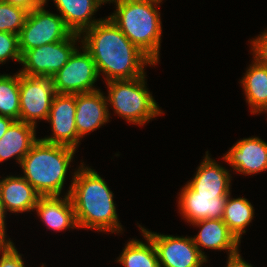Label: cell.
<instances>
[{
  "label": "cell",
  "mask_w": 267,
  "mask_h": 267,
  "mask_svg": "<svg viewBox=\"0 0 267 267\" xmlns=\"http://www.w3.org/2000/svg\"><path fill=\"white\" fill-rule=\"evenodd\" d=\"M19 72L0 75V116L19 121Z\"/></svg>",
  "instance_id": "24"
},
{
  "label": "cell",
  "mask_w": 267,
  "mask_h": 267,
  "mask_svg": "<svg viewBox=\"0 0 267 267\" xmlns=\"http://www.w3.org/2000/svg\"><path fill=\"white\" fill-rule=\"evenodd\" d=\"M35 126L22 121H14L0 139V162L14 158L20 162L30 151L36 138Z\"/></svg>",
  "instance_id": "20"
},
{
  "label": "cell",
  "mask_w": 267,
  "mask_h": 267,
  "mask_svg": "<svg viewBox=\"0 0 267 267\" xmlns=\"http://www.w3.org/2000/svg\"><path fill=\"white\" fill-rule=\"evenodd\" d=\"M81 39L80 34L72 33L67 39L48 43L21 55V64L24 67L19 73L27 76L52 77L70 59L77 49L76 41Z\"/></svg>",
  "instance_id": "7"
},
{
  "label": "cell",
  "mask_w": 267,
  "mask_h": 267,
  "mask_svg": "<svg viewBox=\"0 0 267 267\" xmlns=\"http://www.w3.org/2000/svg\"><path fill=\"white\" fill-rule=\"evenodd\" d=\"M147 243L130 240L123 249L117 262L124 267H160L157 252L152 240L143 233Z\"/></svg>",
  "instance_id": "23"
},
{
  "label": "cell",
  "mask_w": 267,
  "mask_h": 267,
  "mask_svg": "<svg viewBox=\"0 0 267 267\" xmlns=\"http://www.w3.org/2000/svg\"><path fill=\"white\" fill-rule=\"evenodd\" d=\"M206 156L196 171L193 180L188 181V185L197 194L207 195H229L231 175L227 169L217 164L215 160Z\"/></svg>",
  "instance_id": "15"
},
{
  "label": "cell",
  "mask_w": 267,
  "mask_h": 267,
  "mask_svg": "<svg viewBox=\"0 0 267 267\" xmlns=\"http://www.w3.org/2000/svg\"><path fill=\"white\" fill-rule=\"evenodd\" d=\"M7 3H10L14 6L22 7L29 12L32 11L34 8L40 7L44 4V0H3Z\"/></svg>",
  "instance_id": "29"
},
{
  "label": "cell",
  "mask_w": 267,
  "mask_h": 267,
  "mask_svg": "<svg viewBox=\"0 0 267 267\" xmlns=\"http://www.w3.org/2000/svg\"><path fill=\"white\" fill-rule=\"evenodd\" d=\"M51 77L27 76L19 73V121L36 127V120L47 121L54 96Z\"/></svg>",
  "instance_id": "8"
},
{
  "label": "cell",
  "mask_w": 267,
  "mask_h": 267,
  "mask_svg": "<svg viewBox=\"0 0 267 267\" xmlns=\"http://www.w3.org/2000/svg\"><path fill=\"white\" fill-rule=\"evenodd\" d=\"M240 80L251 113H261L267 106V66L255 59Z\"/></svg>",
  "instance_id": "21"
},
{
  "label": "cell",
  "mask_w": 267,
  "mask_h": 267,
  "mask_svg": "<svg viewBox=\"0 0 267 267\" xmlns=\"http://www.w3.org/2000/svg\"><path fill=\"white\" fill-rule=\"evenodd\" d=\"M65 22V25L72 33L80 34L86 29L92 27L99 20H92V15L96 13L101 4L107 3V0H53ZM47 0H44V4Z\"/></svg>",
  "instance_id": "19"
},
{
  "label": "cell",
  "mask_w": 267,
  "mask_h": 267,
  "mask_svg": "<svg viewBox=\"0 0 267 267\" xmlns=\"http://www.w3.org/2000/svg\"><path fill=\"white\" fill-rule=\"evenodd\" d=\"M81 34L83 47L92 56L98 74L102 72L106 76V82L139 78L145 75V65H155L109 17L103 18Z\"/></svg>",
  "instance_id": "1"
},
{
  "label": "cell",
  "mask_w": 267,
  "mask_h": 267,
  "mask_svg": "<svg viewBox=\"0 0 267 267\" xmlns=\"http://www.w3.org/2000/svg\"><path fill=\"white\" fill-rule=\"evenodd\" d=\"M81 49L83 53L76 49L68 62L51 77L56 93L79 94L99 90L94 88L99 77L96 64L83 46Z\"/></svg>",
  "instance_id": "9"
},
{
  "label": "cell",
  "mask_w": 267,
  "mask_h": 267,
  "mask_svg": "<svg viewBox=\"0 0 267 267\" xmlns=\"http://www.w3.org/2000/svg\"><path fill=\"white\" fill-rule=\"evenodd\" d=\"M139 228L152 240L160 267H202L207 262L192 237L163 235L140 225Z\"/></svg>",
  "instance_id": "10"
},
{
  "label": "cell",
  "mask_w": 267,
  "mask_h": 267,
  "mask_svg": "<svg viewBox=\"0 0 267 267\" xmlns=\"http://www.w3.org/2000/svg\"><path fill=\"white\" fill-rule=\"evenodd\" d=\"M29 11L0 0V32L19 35Z\"/></svg>",
  "instance_id": "25"
},
{
  "label": "cell",
  "mask_w": 267,
  "mask_h": 267,
  "mask_svg": "<svg viewBox=\"0 0 267 267\" xmlns=\"http://www.w3.org/2000/svg\"><path fill=\"white\" fill-rule=\"evenodd\" d=\"M145 76L107 82L108 105H112L118 116L136 125H144L163 113L146 88Z\"/></svg>",
  "instance_id": "5"
},
{
  "label": "cell",
  "mask_w": 267,
  "mask_h": 267,
  "mask_svg": "<svg viewBox=\"0 0 267 267\" xmlns=\"http://www.w3.org/2000/svg\"><path fill=\"white\" fill-rule=\"evenodd\" d=\"M0 251V267H25L22 255L18 253L14 243H1Z\"/></svg>",
  "instance_id": "27"
},
{
  "label": "cell",
  "mask_w": 267,
  "mask_h": 267,
  "mask_svg": "<svg viewBox=\"0 0 267 267\" xmlns=\"http://www.w3.org/2000/svg\"><path fill=\"white\" fill-rule=\"evenodd\" d=\"M116 3L109 19L155 64L159 61L162 25L156 6L163 0H107ZM156 5V6H155Z\"/></svg>",
  "instance_id": "3"
},
{
  "label": "cell",
  "mask_w": 267,
  "mask_h": 267,
  "mask_svg": "<svg viewBox=\"0 0 267 267\" xmlns=\"http://www.w3.org/2000/svg\"><path fill=\"white\" fill-rule=\"evenodd\" d=\"M5 209H4V206H3V203L1 201V197H0V244L1 243H13L10 239L7 240L6 239V225H5Z\"/></svg>",
  "instance_id": "31"
},
{
  "label": "cell",
  "mask_w": 267,
  "mask_h": 267,
  "mask_svg": "<svg viewBox=\"0 0 267 267\" xmlns=\"http://www.w3.org/2000/svg\"><path fill=\"white\" fill-rule=\"evenodd\" d=\"M34 210L45 226L53 231L79 228L72 201L67 194L63 199L60 196H41Z\"/></svg>",
  "instance_id": "16"
},
{
  "label": "cell",
  "mask_w": 267,
  "mask_h": 267,
  "mask_svg": "<svg viewBox=\"0 0 267 267\" xmlns=\"http://www.w3.org/2000/svg\"><path fill=\"white\" fill-rule=\"evenodd\" d=\"M251 45L253 46L252 53L253 58L261 65L267 66V30L262 32L261 35L254 40L251 39Z\"/></svg>",
  "instance_id": "28"
},
{
  "label": "cell",
  "mask_w": 267,
  "mask_h": 267,
  "mask_svg": "<svg viewBox=\"0 0 267 267\" xmlns=\"http://www.w3.org/2000/svg\"><path fill=\"white\" fill-rule=\"evenodd\" d=\"M43 6L45 4L28 13L20 30L18 40L21 55L27 50L67 39L72 34L60 15L46 11Z\"/></svg>",
  "instance_id": "6"
},
{
  "label": "cell",
  "mask_w": 267,
  "mask_h": 267,
  "mask_svg": "<svg viewBox=\"0 0 267 267\" xmlns=\"http://www.w3.org/2000/svg\"><path fill=\"white\" fill-rule=\"evenodd\" d=\"M181 189L178 207L187 222L222 219L228 195L197 194L188 184Z\"/></svg>",
  "instance_id": "12"
},
{
  "label": "cell",
  "mask_w": 267,
  "mask_h": 267,
  "mask_svg": "<svg viewBox=\"0 0 267 267\" xmlns=\"http://www.w3.org/2000/svg\"><path fill=\"white\" fill-rule=\"evenodd\" d=\"M67 195L72 201L79 228L118 233V221L113 192L94 170L81 163L74 172Z\"/></svg>",
  "instance_id": "2"
},
{
  "label": "cell",
  "mask_w": 267,
  "mask_h": 267,
  "mask_svg": "<svg viewBox=\"0 0 267 267\" xmlns=\"http://www.w3.org/2000/svg\"><path fill=\"white\" fill-rule=\"evenodd\" d=\"M200 228V231L193 238L199 252L207 259L200 248L212 250H228L229 254H233L239 250V241L230 232L228 226L222 219H206L192 223ZM201 246V247H200Z\"/></svg>",
  "instance_id": "18"
},
{
  "label": "cell",
  "mask_w": 267,
  "mask_h": 267,
  "mask_svg": "<svg viewBox=\"0 0 267 267\" xmlns=\"http://www.w3.org/2000/svg\"><path fill=\"white\" fill-rule=\"evenodd\" d=\"M75 113L76 94L56 93L47 119L50 121L53 134L41 139L48 143L77 148L81 138L77 134Z\"/></svg>",
  "instance_id": "11"
},
{
  "label": "cell",
  "mask_w": 267,
  "mask_h": 267,
  "mask_svg": "<svg viewBox=\"0 0 267 267\" xmlns=\"http://www.w3.org/2000/svg\"><path fill=\"white\" fill-rule=\"evenodd\" d=\"M0 197L5 212L34 210L41 195L21 176H7L0 180Z\"/></svg>",
  "instance_id": "17"
},
{
  "label": "cell",
  "mask_w": 267,
  "mask_h": 267,
  "mask_svg": "<svg viewBox=\"0 0 267 267\" xmlns=\"http://www.w3.org/2000/svg\"><path fill=\"white\" fill-rule=\"evenodd\" d=\"M76 148L39 139L20 162L22 176L41 196H60Z\"/></svg>",
  "instance_id": "4"
},
{
  "label": "cell",
  "mask_w": 267,
  "mask_h": 267,
  "mask_svg": "<svg viewBox=\"0 0 267 267\" xmlns=\"http://www.w3.org/2000/svg\"><path fill=\"white\" fill-rule=\"evenodd\" d=\"M106 96L100 90L76 94L75 124L80 138L109 122Z\"/></svg>",
  "instance_id": "14"
},
{
  "label": "cell",
  "mask_w": 267,
  "mask_h": 267,
  "mask_svg": "<svg viewBox=\"0 0 267 267\" xmlns=\"http://www.w3.org/2000/svg\"><path fill=\"white\" fill-rule=\"evenodd\" d=\"M253 217L254 209L250 201L242 197L233 199L228 195L222 220L239 242Z\"/></svg>",
  "instance_id": "22"
},
{
  "label": "cell",
  "mask_w": 267,
  "mask_h": 267,
  "mask_svg": "<svg viewBox=\"0 0 267 267\" xmlns=\"http://www.w3.org/2000/svg\"><path fill=\"white\" fill-rule=\"evenodd\" d=\"M267 112V106L262 110V112Z\"/></svg>",
  "instance_id": "33"
},
{
  "label": "cell",
  "mask_w": 267,
  "mask_h": 267,
  "mask_svg": "<svg viewBox=\"0 0 267 267\" xmlns=\"http://www.w3.org/2000/svg\"><path fill=\"white\" fill-rule=\"evenodd\" d=\"M222 159L241 174H258L267 170V142L259 137L243 138Z\"/></svg>",
  "instance_id": "13"
},
{
  "label": "cell",
  "mask_w": 267,
  "mask_h": 267,
  "mask_svg": "<svg viewBox=\"0 0 267 267\" xmlns=\"http://www.w3.org/2000/svg\"><path fill=\"white\" fill-rule=\"evenodd\" d=\"M228 256L227 267H252L251 264L242 259L239 250Z\"/></svg>",
  "instance_id": "30"
},
{
  "label": "cell",
  "mask_w": 267,
  "mask_h": 267,
  "mask_svg": "<svg viewBox=\"0 0 267 267\" xmlns=\"http://www.w3.org/2000/svg\"><path fill=\"white\" fill-rule=\"evenodd\" d=\"M14 121L12 118L0 116V139Z\"/></svg>",
  "instance_id": "32"
},
{
  "label": "cell",
  "mask_w": 267,
  "mask_h": 267,
  "mask_svg": "<svg viewBox=\"0 0 267 267\" xmlns=\"http://www.w3.org/2000/svg\"><path fill=\"white\" fill-rule=\"evenodd\" d=\"M8 58L21 62L18 35L0 32V64H3Z\"/></svg>",
  "instance_id": "26"
}]
</instances>
